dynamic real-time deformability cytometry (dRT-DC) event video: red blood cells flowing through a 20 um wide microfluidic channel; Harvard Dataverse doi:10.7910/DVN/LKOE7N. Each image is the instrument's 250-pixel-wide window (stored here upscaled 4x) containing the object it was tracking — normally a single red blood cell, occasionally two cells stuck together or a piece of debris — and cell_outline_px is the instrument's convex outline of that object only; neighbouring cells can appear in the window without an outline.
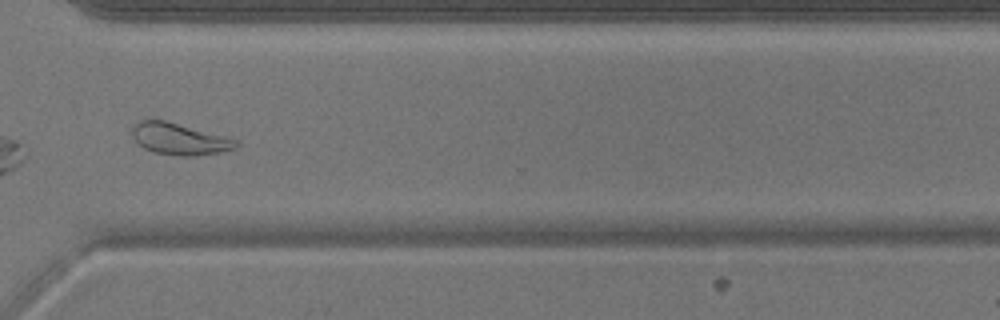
{"species": "common noctule bat (a hibernating species)", "species_latin": "Nyctalus noctula", "temperature_condition": "warm", "stored_images_in_passage": 32, "camera_frame_rate_fps": 3000, "um_per_image_px": 0.085, "animal": {"sex": "male", "body_mass_g": 17.9}, "frame": {"image": 1, "passage_image": 28, "time_ms": 9.0, "image_size_px": [1000, 320], "cell_outline_px": [[240, 144], [236, 148], [220, 152], [196, 156], [180, 156], [156, 152], [144, 148], [132, 136], [132, 124], [144, 116], [164, 120], [228, 136], [240, 140]], "centroid_in_image_um": [15.25, 11.77], "position_along_channel_um": 355.3, "area_um2": 19.71}, "authors_computed_cell_mechanics": {"area_um2": 18.4382, "velocity_mm_per_s": 3.8904, "shape_relaxation_time_tau1_ms": 10.1781, "shape_relaxation_time_tau2_ms": 2.303, "deformation_change_tau1": 0.1774, "deformation_change_tau2": 0.0936}}